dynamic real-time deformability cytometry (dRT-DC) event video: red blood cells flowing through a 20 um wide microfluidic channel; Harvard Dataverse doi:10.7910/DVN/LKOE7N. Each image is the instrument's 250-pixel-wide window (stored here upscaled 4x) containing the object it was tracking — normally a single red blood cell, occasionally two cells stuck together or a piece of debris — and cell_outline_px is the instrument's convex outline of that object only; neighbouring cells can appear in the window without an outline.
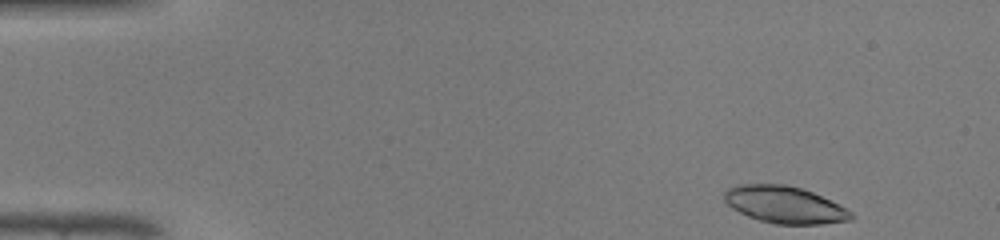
{"species": "common noctule bat (a hibernating species)", "species_latin": "Nyctalus noctula", "temperature_condition": "warm", "stored_images_in_passage": 43, "camera_frame_rate_fps": 3000, "um_per_image_px": 0.085, "animal": {"sex": "male", "body_mass_g": 19.0, "forearm_length_mm": 50.8}, "frame": {"image": 1, "passage_image": 1, "time_ms": 0.0, "image_size_px": [1000, 240], "cell_outline_px": [[852, 220], [820, 224], [776, 224], [760, 220], [748, 216], [732, 208], [724, 200], [724, 192], [728, 188], [736, 184], [784, 184], [800, 188], [812, 192], [852, 212]], "centroid_in_image_um": [66.65, 17.4], "position_along_channel_um": 18.4, "area_um2": 26.99}}
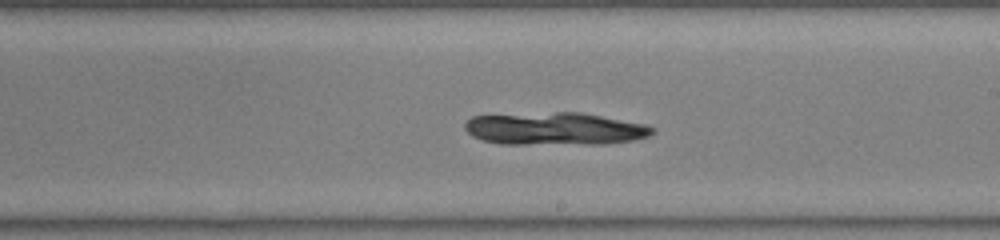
{"frame": {"image": 2, "passage_image": 24, "time_ms": 7.667, "image_size_px": [1000, 240], "cell_outline_px": [[656, 132], [648, 136], [636, 140], [604, 144], [500, 144], [484, 140], [472, 136], [464, 128], [464, 124], [472, 116], [556, 112], [580, 112], [644, 124], [656, 128]], "centroid_in_image_um": [47.19, 10.95], "position_along_channel_um": 241.8, "area_um2": 35.72}}
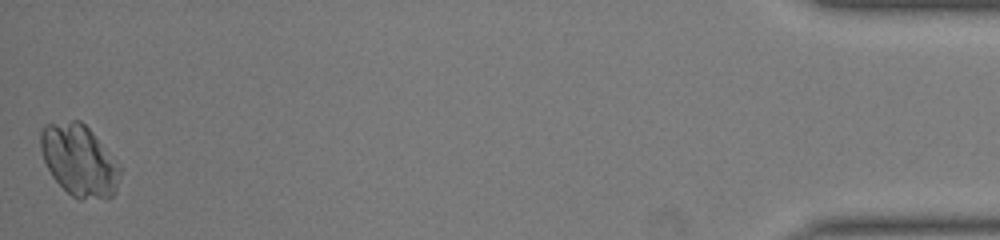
{"frame": {"image": 3, "passage_image": 43, "time_ms": 14.0, "image_size_px": [1000, 240], "cell_outline_px": [[120, 176], [116, 192], [108, 200], [80, 200], [72, 196], [52, 176], [44, 160], [40, 148], [40, 132], [44, 124], [72, 120], [80, 120], [92, 132], [120, 164]], "centroid_in_image_um": [6.75, 13.66], "position_along_channel_um": 428.5, "area_um2": 33.41}}